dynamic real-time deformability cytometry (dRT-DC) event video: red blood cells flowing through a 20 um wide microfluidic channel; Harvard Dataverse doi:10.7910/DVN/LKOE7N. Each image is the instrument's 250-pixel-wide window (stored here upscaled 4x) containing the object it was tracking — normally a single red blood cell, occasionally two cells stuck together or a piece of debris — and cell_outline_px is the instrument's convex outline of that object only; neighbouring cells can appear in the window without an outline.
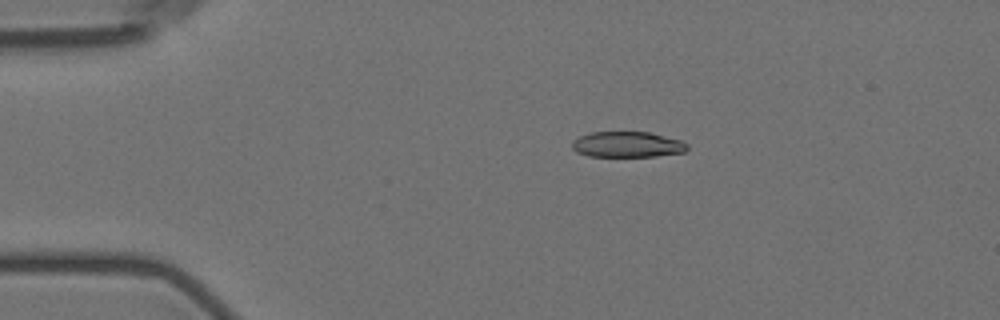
{"species": "Egyptian fruit bat (a non-hibernating species)", "species_latin": "Rousettus aegyptiacus", "temperature_condition": "room temperature", "stored_images_in_passage": 2, "camera_frame_rate_fps": 3000, "um_per_image_px": 0.085, "animal": {"sex": "female"}, "frame": {"image": 1, "passage_image": 1, "time_ms": 0.0, "image_size_px": [1000, 320], "cell_outline_px": [[688, 148], [684, 152], [656, 156], [588, 156], [576, 152], [572, 148], [572, 140], [580, 136], [592, 132], [648, 132], [680, 140], [688, 144]], "centroid_in_image_um": [53.3, 12.28], "position_along_channel_um": 31.7, "area_um2": 17.17}}